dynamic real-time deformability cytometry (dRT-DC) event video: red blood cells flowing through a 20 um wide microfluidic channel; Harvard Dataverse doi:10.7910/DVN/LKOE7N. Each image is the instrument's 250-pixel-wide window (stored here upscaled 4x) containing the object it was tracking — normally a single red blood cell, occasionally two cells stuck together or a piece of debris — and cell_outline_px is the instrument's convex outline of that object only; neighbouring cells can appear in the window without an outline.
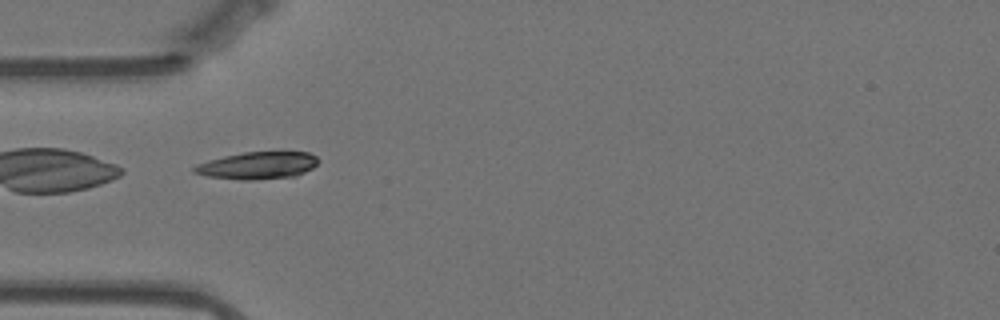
{"species": "Egyptian fruit bat (a non-hibernating species)", "species_latin": "Rousettus aegyptiacus", "temperature_condition": "warm", "stored_images_in_passage": 41, "camera_frame_rate_fps": 3000, "um_per_image_px": 0.085, "animal": {"sex": "female"}, "frame": {"image": 1, "passage_image": 1, "time_ms": 0.0, "image_size_px": [1000, 320], "cell_outline_px": [[320, 160], [312, 168], [296, 176], [252, 180], [240, 180], [208, 176], [192, 172], [192, 168], [196, 164], [208, 160], [224, 156], [244, 152], [308, 152], [316, 156]], "centroid_in_image_um": [21.89, 14.06], "position_along_channel_um": 63.1, "area_um2": 19.71}}
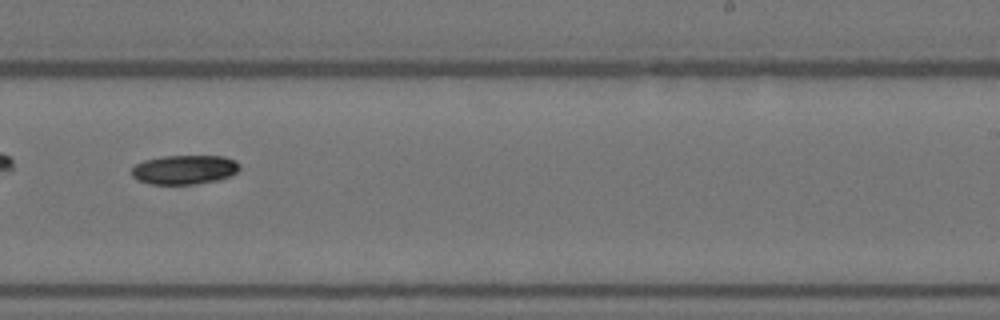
{"frame": {"image": 2, "passage_image": 19, "time_ms": 6.0, "image_size_px": [1000, 320], "cell_outline_px": [[240, 168], [236, 172], [220, 180], [196, 184], [148, 184], [136, 180], [132, 176], [132, 168], [136, 164], [144, 160], [160, 156], [224, 156], [236, 160], [240, 164]], "centroid_in_image_um": [15.67, 14.42], "position_along_channel_um": 273.3, "area_um2": 18.61}}
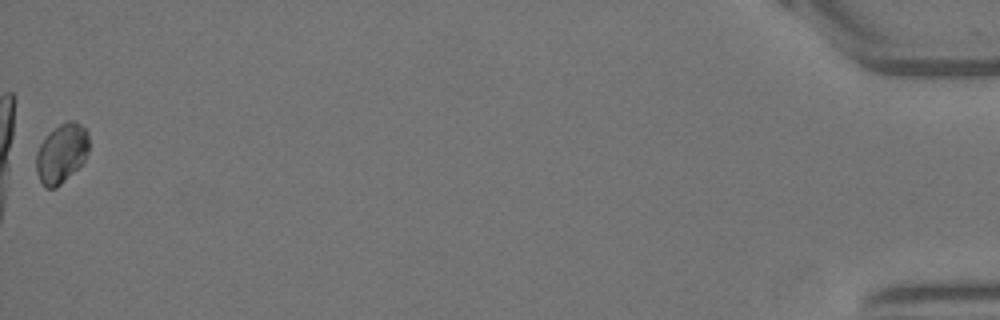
{"frame": {"image": 3, "passage_image": 41, "time_ms": 13.333, "image_size_px": [1000, 320], "cell_outline_px": [[88, 152], [84, 160], [56, 188], [44, 188], [36, 172], [36, 152], [40, 144], [60, 124], [68, 120], [76, 120], [88, 132]], "centroid_in_image_um": [5.22, 13.03], "position_along_channel_um": 430.0, "area_um2": 17.86}, "authors_computed_cell_mechanics": {"area_um2": 18.3804, "velocity_mm_per_s": 3.5037, "shape_relaxation_time_tau1_ms": 4.1959, "shape_relaxation_time_tau2_ms": null, "deformation_change_tau1": 0.071, "deformation_change_tau2": null}}